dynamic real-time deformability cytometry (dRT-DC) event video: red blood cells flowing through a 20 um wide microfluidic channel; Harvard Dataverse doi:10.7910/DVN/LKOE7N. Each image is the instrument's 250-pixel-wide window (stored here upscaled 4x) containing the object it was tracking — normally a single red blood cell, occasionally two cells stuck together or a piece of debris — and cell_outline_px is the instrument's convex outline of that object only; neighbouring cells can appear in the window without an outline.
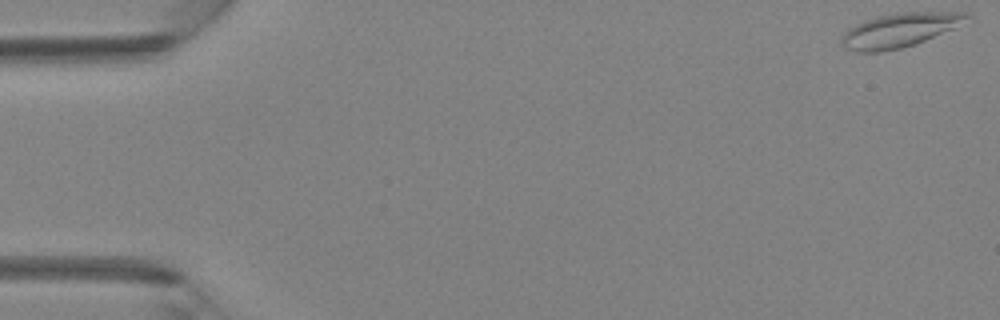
{"species": "Egyptian fruit bat (a non-hibernating species)", "species_latin": "Rousettus aegyptiacus", "temperature_condition": "room temperature", "stored_images_in_passage": 43, "camera_frame_rate_fps": 3000, "um_per_image_px": 0.085, "animal": {"sex": "female"}, "frame": {"image": 1, "passage_image": 1, "time_ms": 0.0, "image_size_px": [1000, 320], "cell_outline_px": [[972, 16], [952, 28], [924, 40], [900, 48], [880, 52], [856, 52], [844, 48], [840, 44], [840, 36], [848, 28], [864, 20], [896, 12], [968, 12]], "centroid_in_image_um": [76.37, 2.56], "position_along_channel_um": 8.6, "area_um2": 24.62}}
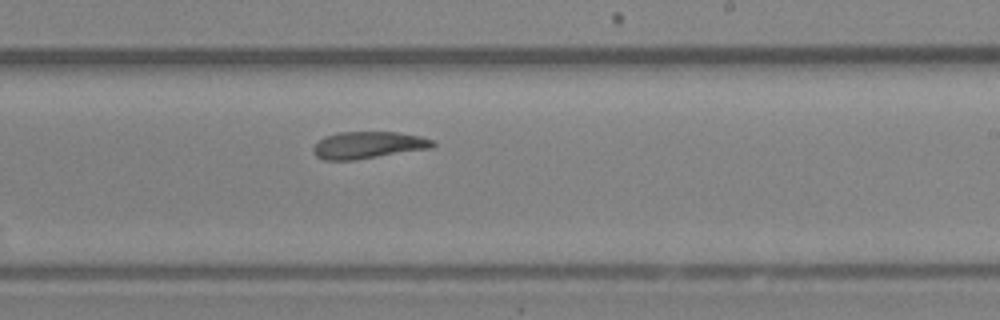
{"frame": {"image": 2, "passage_image": 26, "time_ms": 8.333, "image_size_px": [1000, 320], "cell_outline_px": [[436, 144], [432, 148], [352, 160], [324, 160], [316, 156], [312, 152], [312, 148], [324, 136], [340, 132], [396, 132], [420, 136], [432, 140]], "centroid_in_image_um": [31.27, 12.33], "position_along_channel_um": 257.7, "area_um2": 18.67}}
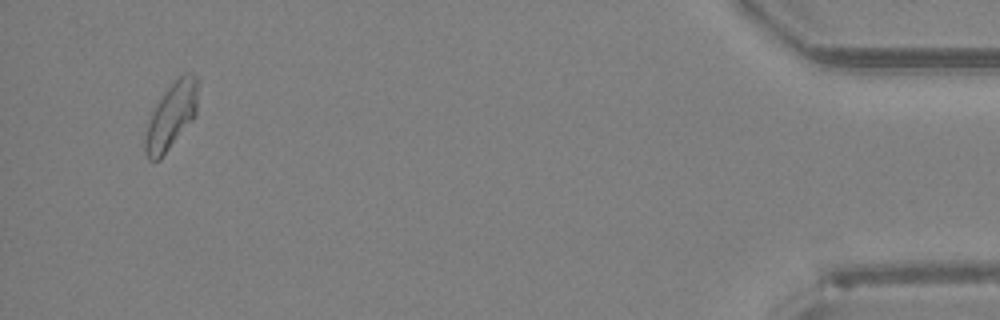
{"frame": {"image": 3, "passage_image": 41, "time_ms": 13.333, "image_size_px": [1000, 320], "cell_outline_px": [[200, 76], [196, 116], [160, 160], [148, 160], [144, 148], [144, 140], [148, 124], [152, 112], [156, 104], [164, 92], [184, 72], [192, 72]], "centroid_in_image_um": [14.61, 9.81], "position_along_channel_um": 420.6, "area_um2": 20.69}}